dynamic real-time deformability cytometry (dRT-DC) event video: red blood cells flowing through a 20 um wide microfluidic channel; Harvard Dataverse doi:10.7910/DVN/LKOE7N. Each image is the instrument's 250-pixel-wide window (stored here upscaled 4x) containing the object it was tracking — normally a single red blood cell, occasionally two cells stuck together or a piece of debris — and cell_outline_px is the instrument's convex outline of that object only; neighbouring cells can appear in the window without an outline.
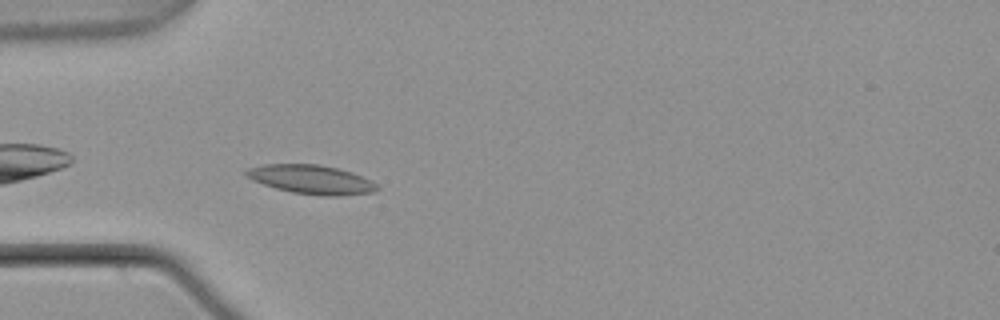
{"species": "common noctule bat (a hibernating species)", "species_latin": "Nyctalus noctula", "temperature_condition": "warm", "stored_images_in_passage": 4, "camera_frame_rate_fps": 3000, "um_per_image_px": 0.085, "animal": {"sex": "male", "body_mass_g": 21.5, "forearm_length_mm": 52.0}, "frame": {"image": 1, "passage_image": 4, "time_ms": 1.0, "image_size_px": [1000, 320], "cell_outline_px": [[380, 188], [372, 192], [340, 196], [320, 196], [292, 192], [276, 188], [252, 180], [244, 176], [244, 172], [248, 168], [264, 164], [316, 164], [336, 168], [352, 172], [372, 180]], "centroid_in_image_um": [26.45, 15.26], "position_along_channel_um": 58.5, "area_um2": 22.14}}